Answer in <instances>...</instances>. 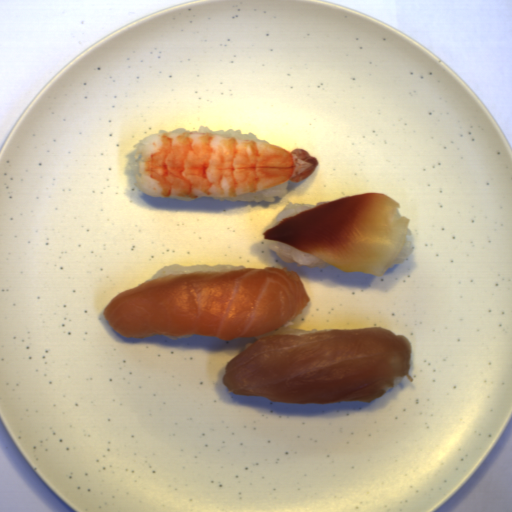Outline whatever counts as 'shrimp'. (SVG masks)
<instances>
[{"label":"shrimp","mask_w":512,"mask_h":512,"mask_svg":"<svg viewBox=\"0 0 512 512\" xmlns=\"http://www.w3.org/2000/svg\"><path fill=\"white\" fill-rule=\"evenodd\" d=\"M135 184L149 196L193 201L229 197L301 182L318 167L305 148L206 132L161 133L136 151Z\"/></svg>","instance_id":"obj_1"}]
</instances>
